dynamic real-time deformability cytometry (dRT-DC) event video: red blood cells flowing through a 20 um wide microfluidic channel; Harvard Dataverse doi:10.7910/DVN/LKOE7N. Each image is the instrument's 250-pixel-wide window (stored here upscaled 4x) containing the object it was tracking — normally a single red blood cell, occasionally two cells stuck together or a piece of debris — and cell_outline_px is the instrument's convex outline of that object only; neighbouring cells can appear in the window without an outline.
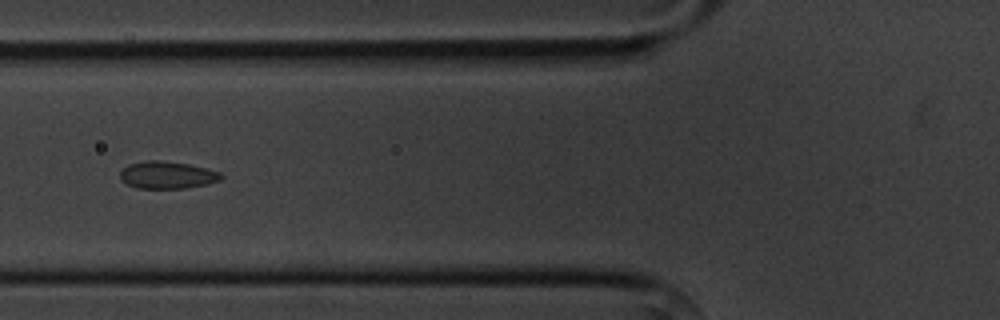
{"species": "common noctule bat (a hibernating species)", "species_latin": "Nyctalus noctula", "temperature_condition": "cold", "stored_images_in_passage": 6, "camera_frame_rate_fps": 3000, "um_per_image_px": 0.085, "animal": {"sex": "male", "body_mass_g": 20.1, "forearm_length_mm": 53.5}, "frame": {"image": 1, "passage_image": 6, "time_ms": 6.0, "image_size_px": [1000, 320], "cell_outline_px": [[224, 176], [220, 180], [208, 184], [184, 188], [136, 188], [120, 180], [120, 172], [128, 164], [148, 160], [160, 160], [188, 164], [220, 172]], "centroid_in_image_um": [14.2, 14.88], "position_along_channel_um": 111.6, "area_um2": 16.01}}